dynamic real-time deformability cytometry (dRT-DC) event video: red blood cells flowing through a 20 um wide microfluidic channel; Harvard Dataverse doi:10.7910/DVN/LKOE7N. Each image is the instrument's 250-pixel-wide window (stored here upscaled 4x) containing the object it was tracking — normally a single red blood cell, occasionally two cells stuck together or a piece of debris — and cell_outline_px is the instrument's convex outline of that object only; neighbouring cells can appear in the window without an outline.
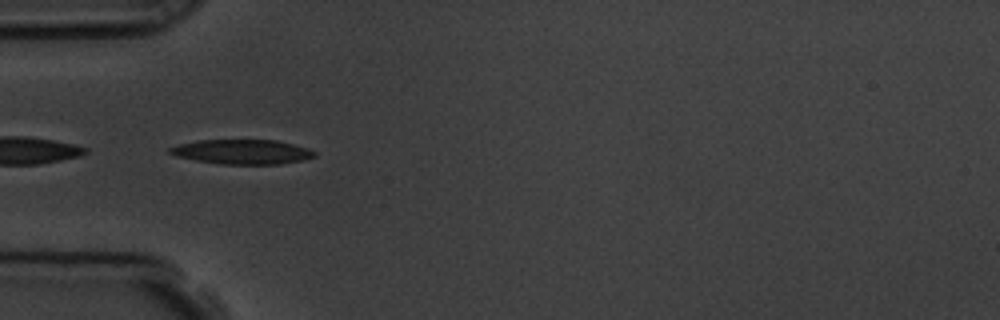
{"species": "common noctule bat (a hibernating species)", "species_latin": "Nyctalus noctula", "temperature_condition": "room temperature", "stored_images_in_passage": 44, "camera_frame_rate_fps": 3000, "um_per_image_px": 0.085, "animal": {"sex": "male", "body_mass_g": 19.5, "forearm_length_mm": 54.6}, "frame": {"image": 1, "passage_image": 7, "time_ms": 2.0, "image_size_px": [1000, 320], "cell_outline_px": [[316, 156], [300, 160], [280, 164], [220, 164], [196, 160], [176, 156], [168, 152], [168, 148], [180, 144], [196, 140], [276, 140], [308, 148], [316, 152]], "centroid_in_image_um": [20.57, 12.9], "position_along_channel_um": 64.4, "area_um2": 20.63}, "authors_computed_cell_mechanics": {"area_um2": 20.5479, "velocity_mm_per_s": 3.8143, "shape_relaxation_time_tau1_ms": 4.5741, "shape_relaxation_time_tau2_ms": 6.6242, "deformation_change_tau1": 0.142, "deformation_change_tau2": 0.1902}}